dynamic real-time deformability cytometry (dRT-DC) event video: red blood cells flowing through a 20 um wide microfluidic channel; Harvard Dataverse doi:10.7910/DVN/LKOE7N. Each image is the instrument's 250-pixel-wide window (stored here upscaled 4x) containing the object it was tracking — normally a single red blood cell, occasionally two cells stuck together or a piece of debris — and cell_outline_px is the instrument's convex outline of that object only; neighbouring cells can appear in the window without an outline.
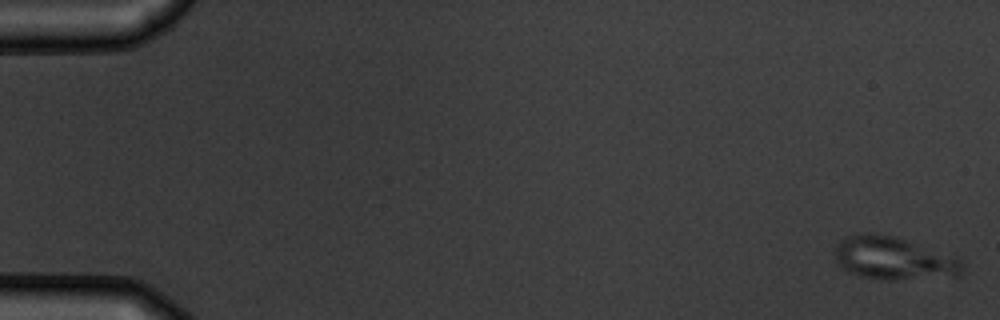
{"species": "common noctule bat (a hibernating species)", "species_latin": "Nyctalus noctula", "temperature_condition": "warm", "stored_images_in_passage": 6, "camera_frame_rate_fps": 3000, "um_per_image_px": 0.085, "animal": {"sex": "male", "body_mass_g": 19.5, "forearm_length_mm": 54.6}, "frame": {"image": 1, "passage_image": 1, "time_ms": 0.0, "image_size_px": [1000, 320], "cell_outline_px": [[964, 268], [956, 276], [892, 280], [880, 280], [860, 276], [848, 272], [840, 264], [836, 256], [836, 244], [840, 240], [848, 236], [868, 232], [872, 232], [896, 236], [956, 256], [964, 260]], "centroid_in_image_um": [76.0, 21.95], "position_along_channel_um": 9.0, "area_um2": 32.08}}